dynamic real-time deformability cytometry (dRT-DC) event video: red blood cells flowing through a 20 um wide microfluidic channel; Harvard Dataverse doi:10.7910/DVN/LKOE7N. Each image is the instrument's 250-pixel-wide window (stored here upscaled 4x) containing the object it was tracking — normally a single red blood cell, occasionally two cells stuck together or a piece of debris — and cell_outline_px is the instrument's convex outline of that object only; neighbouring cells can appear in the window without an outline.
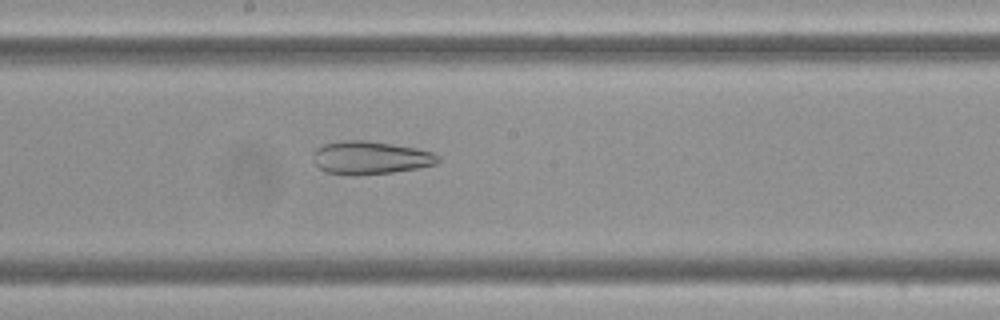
{"species": "Egyptian fruit bat (a non-hibernating species)", "species_latin": "Rousettus aegyptiacus", "temperature_condition": "cold", "stored_images_in_passage": 55, "camera_frame_rate_fps": 3000, "um_per_image_px": 0.085, "frame": {"image": 1, "passage_image": 29, "time_ms": 9.333, "image_size_px": [1000, 320], "cell_outline_px": [[440, 160], [436, 164], [420, 168], [392, 172], [324, 172], [312, 160], [312, 156], [316, 148], [324, 144], [344, 140], [364, 140], [392, 144], [416, 148], [432, 152], [440, 156]], "centroid_in_image_um": [31.52, 13.36], "position_along_channel_um": 216.7, "area_um2": 23.29}}
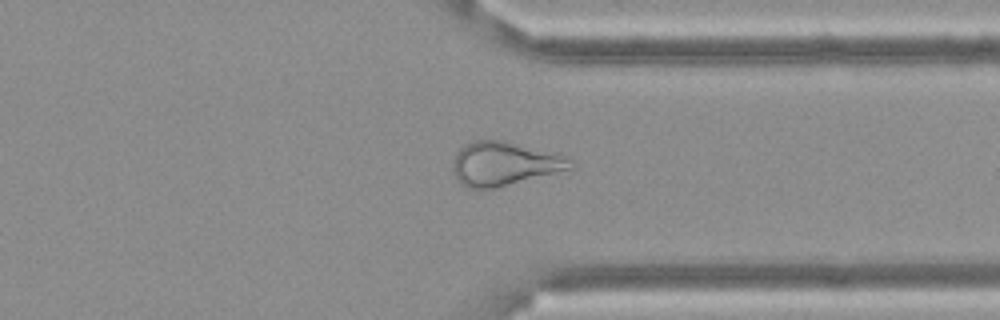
{"frame": {"image": 2, "passage_image": 42, "time_ms": 13.667, "image_size_px": [1000, 320], "cell_outline_px": [[572, 172], [496, 188], [464, 188], [460, 184], [456, 176], [452, 164], [452, 160], [456, 152], [464, 144], [476, 140], [504, 140], [560, 152], [568, 160], [572, 168]], "centroid_in_image_um": [42.96, 13.93], "position_along_channel_um": 368.4, "area_um2": 31.27}}
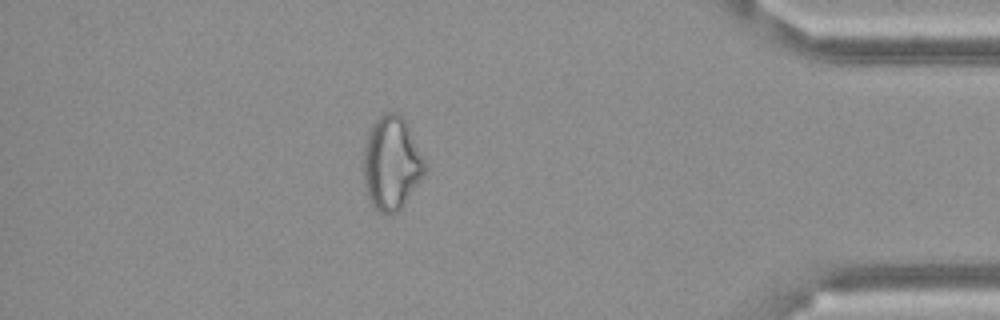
{"frame": {"image": 3, "passage_image": 48, "time_ms": 15.667, "image_size_px": [1000, 320], "cell_outline_px": [[424, 176], [404, 204], [396, 212], [388, 216], [380, 212], [368, 200], [364, 184], [364, 144], [368, 132], [372, 124], [384, 112], [400, 112], [424, 160]], "centroid_in_image_um": [33.25, 13.89], "position_along_channel_um": 402.0, "area_um2": 33.18}}